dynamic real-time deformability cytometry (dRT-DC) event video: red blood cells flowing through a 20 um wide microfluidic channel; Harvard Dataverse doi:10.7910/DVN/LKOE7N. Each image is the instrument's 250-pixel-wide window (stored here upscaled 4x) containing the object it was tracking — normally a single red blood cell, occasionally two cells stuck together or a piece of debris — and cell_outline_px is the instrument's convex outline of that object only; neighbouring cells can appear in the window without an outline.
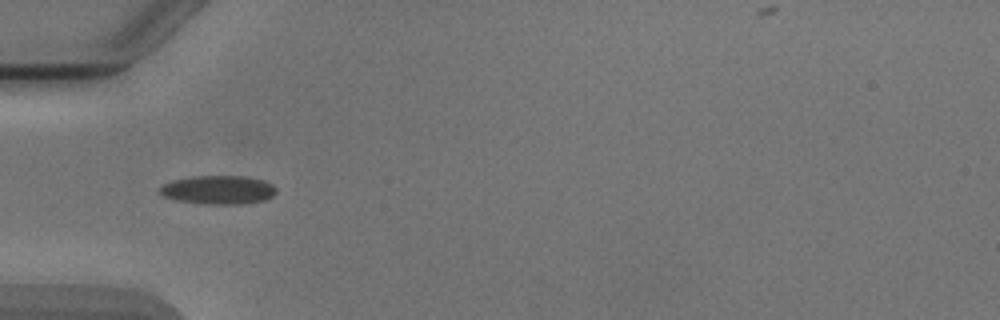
{"species": "Egyptian fruit bat (a non-hibernating species)", "species_latin": "Rousettus aegyptiacus", "temperature_condition": "cold", "stored_images_in_passage": 8, "camera_frame_rate_fps": 3000, "um_per_image_px": 0.085, "animal": {"sex": "male"}, "frame": {"image": 1, "passage_image": 5, "time_ms": 5.667, "image_size_px": [1000, 320], "cell_outline_px": [[276, 192], [268, 200], [240, 204], [204, 204], [176, 200], [164, 196], [160, 192], [160, 188], [164, 184], [172, 180], [192, 176], [244, 176], [264, 180], [272, 184], [276, 188]], "centroid_in_image_um": [18.59, 16.14], "position_along_channel_um": 66.4, "area_um2": 19.54}}
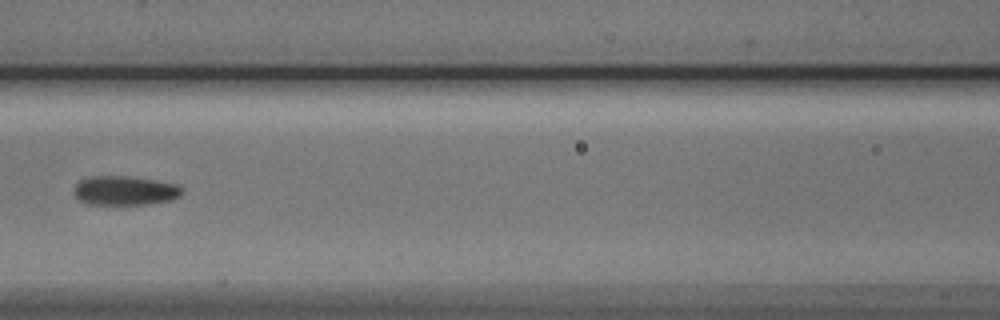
{"frame": {"image": 2, "passage_image": 7, "time_ms": 8.0, "image_size_px": [1000, 320], "cell_outline_px": [[184, 192], [180, 196], [172, 200], [148, 204], [88, 204], [80, 200], [72, 192], [76, 184], [80, 180], [88, 176], [124, 176], [156, 180], [176, 184]], "centroid_in_image_um": [10.6, 16.2], "position_along_channel_um": 156.0, "area_um2": 18.44}}
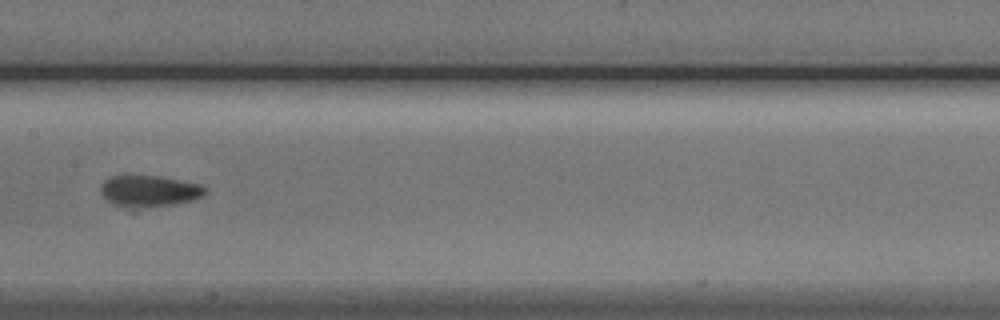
{"frame": {"image": 3, "passage_image": 8, "time_ms": 9.0, "image_size_px": [1000, 320], "cell_outline_px": [[208, 192], [204, 196], [192, 200], [132, 212], [128, 212], [108, 200], [100, 192], [100, 184], [104, 180], [112, 176], [160, 176], [204, 184], [208, 188]], "centroid_in_image_um": [12.7, 16.29], "position_along_channel_um": 194.7, "area_um2": 20.11}}